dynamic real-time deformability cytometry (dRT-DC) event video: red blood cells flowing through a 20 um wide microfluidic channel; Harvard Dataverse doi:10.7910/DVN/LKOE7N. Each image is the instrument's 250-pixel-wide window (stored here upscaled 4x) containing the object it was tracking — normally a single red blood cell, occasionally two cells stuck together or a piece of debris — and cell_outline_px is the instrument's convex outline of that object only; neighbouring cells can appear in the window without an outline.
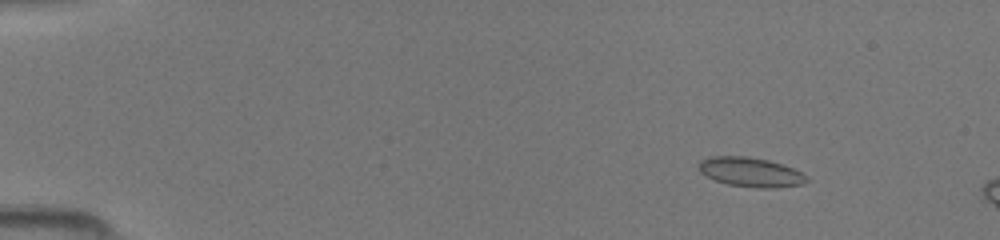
{"species": "common noctule bat (a hibernating species)", "species_latin": "Nyctalus noctula", "temperature_condition": "room temperature", "stored_images_in_passage": 13, "camera_frame_rate_fps": 3000, "um_per_image_px": 0.085, "animal": {"sex": "female", "body_mass_g": 19.5, "forearm_length_mm": 54.1}, "frame": {"image": 1, "passage_image": 6, "time_ms": 1.667, "image_size_px": [1000, 240], "cell_outline_px": [[808, 180], [804, 184], [776, 188], [756, 188], [728, 184], [716, 180], [700, 172], [696, 168], [700, 160], [708, 156], [744, 156], [768, 160], [792, 168], [808, 176]], "centroid_in_image_um": [63.78, 14.63], "position_along_channel_um": 21.2, "area_um2": 18.55}}